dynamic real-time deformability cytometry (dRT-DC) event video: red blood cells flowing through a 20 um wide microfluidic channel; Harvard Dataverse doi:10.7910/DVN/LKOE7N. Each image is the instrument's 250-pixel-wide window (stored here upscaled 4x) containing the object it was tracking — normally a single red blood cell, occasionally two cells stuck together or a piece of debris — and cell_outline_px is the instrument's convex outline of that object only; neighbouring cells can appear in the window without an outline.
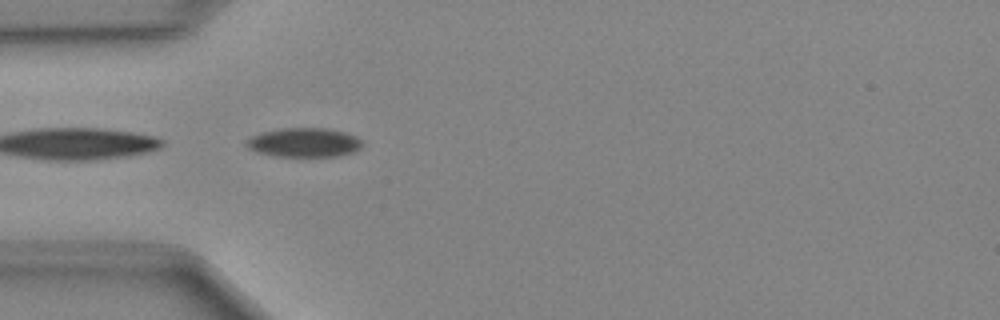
{"species": "Egyptian fruit bat (a non-hibernating species)", "species_latin": "Rousettus aegyptiacus", "temperature_condition": "cold", "stored_images_in_passage": 35, "camera_frame_rate_fps": 3000, "um_per_image_px": 0.085, "animal": {"sex": "female"}, "frame": {"image": 1, "passage_image": 1, "time_ms": 0.0, "image_size_px": [1000, 320], "cell_outline_px": [[364, 144], [360, 148], [352, 152], [336, 156], [276, 156], [256, 152], [248, 148], [244, 144], [244, 140], [252, 136], [264, 132], [280, 128], [328, 128], [344, 132], [356, 136], [364, 140]], "centroid_in_image_um": [25.85, 12.11], "position_along_channel_um": 59.2, "area_um2": 19.83}}
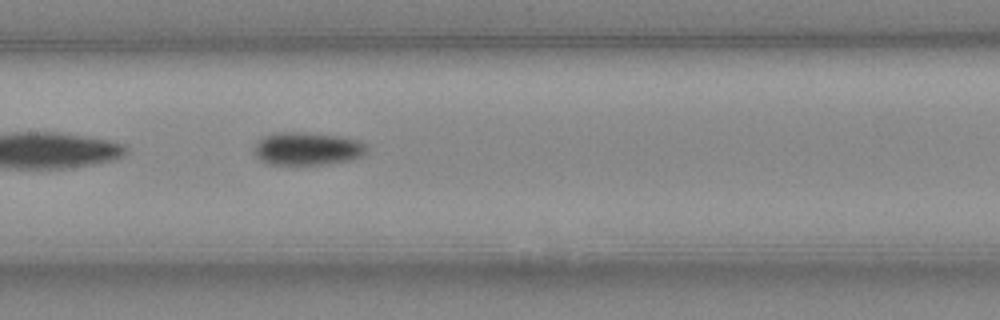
{"frame": {"image": 2, "passage_image": 10, "time_ms": 3.0, "image_size_px": [1000, 320], "cell_outline_px": [[368, 148], [360, 156], [348, 160], [328, 164], [272, 164], [260, 160], [252, 152], [256, 144], [264, 136], [276, 132], [304, 132], [344, 136], [360, 140], [368, 144]], "centroid_in_image_um": [26.14, 12.62], "position_along_channel_um": 181.3, "area_um2": 21.73}}
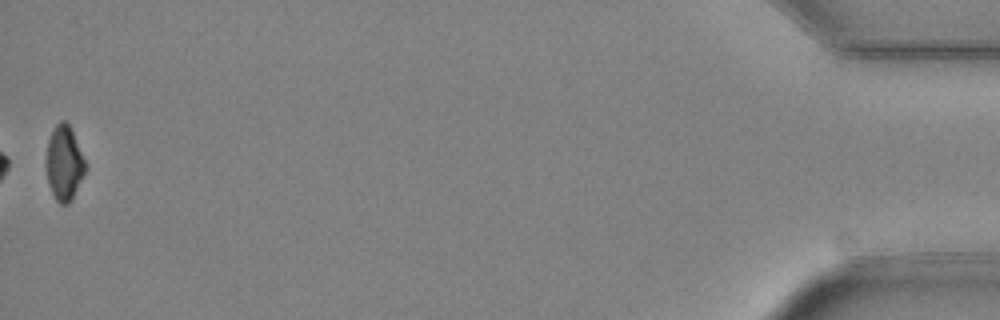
{"frame": {"image": 3, "passage_image": 35, "time_ms": 11.333, "image_size_px": [1000, 320], "cell_outline_px": [[88, 168], [72, 200], [68, 204], [60, 204], [56, 200], [52, 192], [48, 180], [44, 164], [48, 140], [56, 124], [60, 120], [64, 120], [72, 128], [88, 164]], "centroid_in_image_um": [5.49, 13.85], "position_along_channel_um": 429.7, "area_um2": 17.69}}